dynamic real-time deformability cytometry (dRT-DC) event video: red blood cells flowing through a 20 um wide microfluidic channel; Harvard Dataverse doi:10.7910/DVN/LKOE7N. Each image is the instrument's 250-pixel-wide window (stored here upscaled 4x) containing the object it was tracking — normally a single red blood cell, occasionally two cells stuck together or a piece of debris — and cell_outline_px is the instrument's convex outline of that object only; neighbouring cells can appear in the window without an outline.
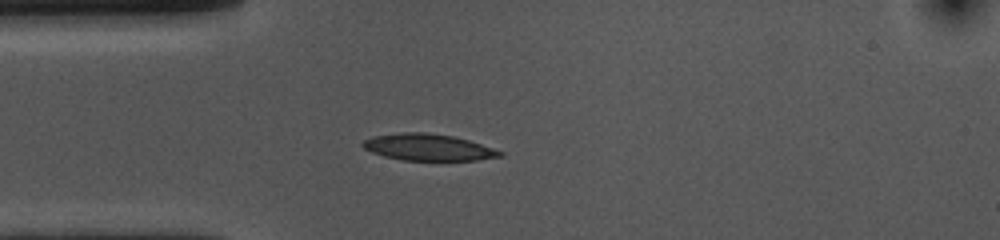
{"species": "common noctule bat (a hibernating species)", "species_latin": "Nyctalus noctula", "temperature_condition": "cold", "stored_images_in_passage": 41, "camera_frame_rate_fps": 3000, "um_per_image_px": 0.085, "animal": {"sex": "female", "body_mass_g": 10.0, "forearm_length_mm": 53.1}, "frame": {"image": 1, "passage_image": 1, "time_ms": 0.0, "image_size_px": [1000, 240], "cell_outline_px": [[504, 156], [476, 160], [404, 160], [384, 156], [372, 152], [364, 148], [360, 144], [364, 140], [372, 136], [404, 132], [424, 132], [452, 136], [468, 140], [504, 152]], "centroid_in_image_um": [36.38, 12.52], "position_along_channel_um": 48.6, "area_um2": 21.1}}
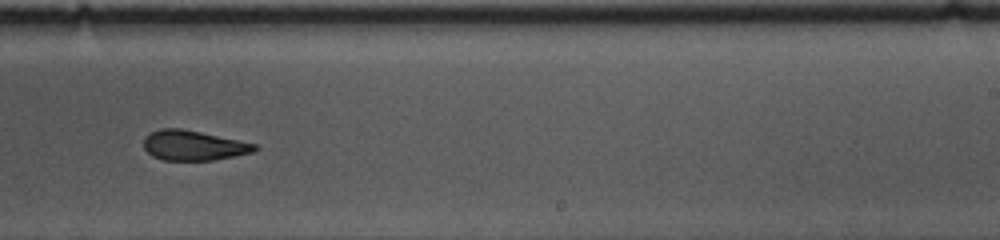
{"frame": {"image": 2, "passage_image": 20, "time_ms": 6.333, "image_size_px": [1000, 240], "cell_outline_px": [[260, 148], [252, 152], [212, 160], [164, 160], [152, 156], [144, 148], [144, 136], [160, 128], [180, 128], [200, 132], [256, 144]], "centroid_in_image_um": [16.41, 12.36], "position_along_channel_um": 272.6, "area_um2": 19.13}}
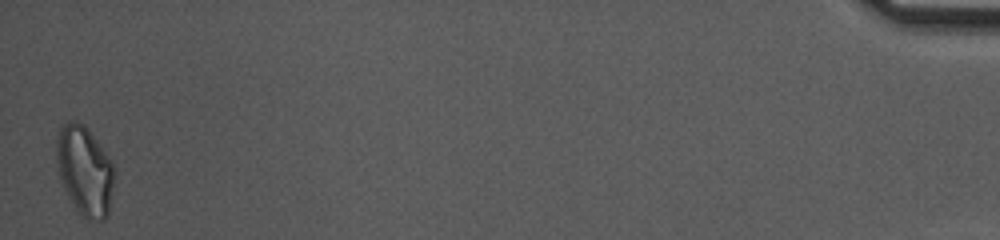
{"frame": {"image": 3, "passage_image": 41, "time_ms": 13.333, "image_size_px": [1000, 240], "cell_outline_px": [[116, 176], [108, 216], [104, 220], [88, 220], [80, 216], [76, 212], [68, 196], [60, 176], [56, 160], [56, 140], [64, 124], [68, 120], [76, 120], [84, 124], [112, 160], [116, 172]], "centroid_in_image_um": [7.24, 14.54], "position_along_channel_um": 428.0, "area_um2": 30.58}, "authors_computed_cell_mechanics": {"area_um2": 20.6346, "velocity_mm_per_s": 3.6447, "shape_relaxation_time_tau1_ms": 7.0093, "shape_relaxation_time_tau2_ms": 3.7926, "deformation_change_tau1": 0.1653, "deformation_change_tau2": 0.1034}}